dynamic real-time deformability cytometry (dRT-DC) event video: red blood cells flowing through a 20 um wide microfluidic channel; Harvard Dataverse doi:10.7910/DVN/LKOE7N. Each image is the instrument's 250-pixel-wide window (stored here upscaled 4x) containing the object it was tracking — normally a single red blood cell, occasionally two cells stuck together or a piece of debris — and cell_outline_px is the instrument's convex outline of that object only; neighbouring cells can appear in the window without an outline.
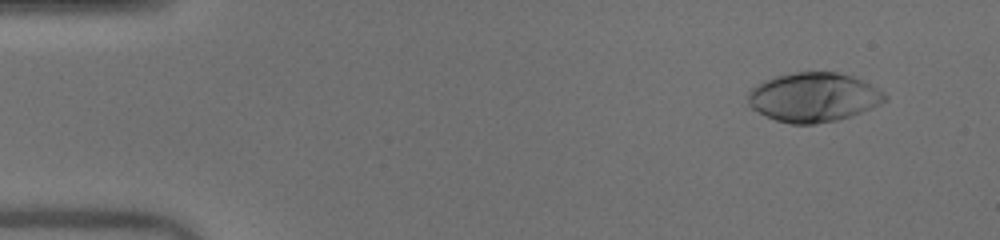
{"species": "human", "species_latin": "Homo sapiens", "temperature_condition": "warm", "stored_images_in_passage": 50, "camera_frame_rate_fps": 3000, "um_per_image_px": 0.085, "donor": {"sex": "male"}, "frame": {"image": 1, "passage_image": 4, "time_ms": 1.0, "image_size_px": [1000, 240], "cell_outline_px": [[888, 100], [872, 108], [836, 120], [816, 124], [792, 124], [776, 120], [752, 108], [748, 104], [748, 92], [752, 88], [764, 80], [776, 76], [792, 72], [836, 72], [852, 76], [876, 88], [888, 96]], "centroid_in_image_um": [69.14, 8.26], "position_along_channel_um": 15.9, "area_um2": 38.9}}
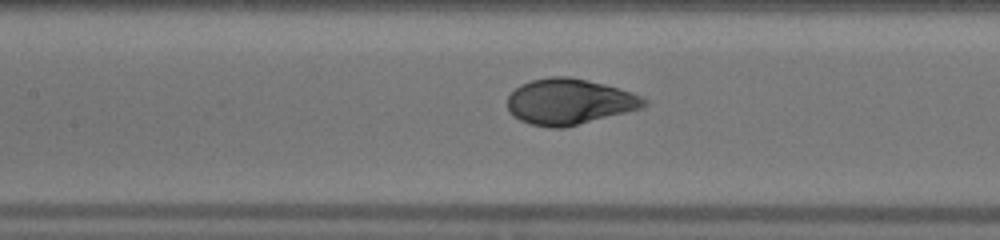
{"frame": {"image": 2, "passage_image": 23, "time_ms": 7.333, "image_size_px": [1000, 240], "cell_outline_px": [[648, 104], [640, 108], [564, 128], [548, 128], [532, 124], [520, 120], [508, 108], [508, 96], [520, 84], [532, 80], [552, 76], [568, 76], [604, 84], [632, 92], [648, 100]], "centroid_in_image_um": [48.39, 8.64], "position_along_channel_um": 159.0, "area_um2": 36.07}}
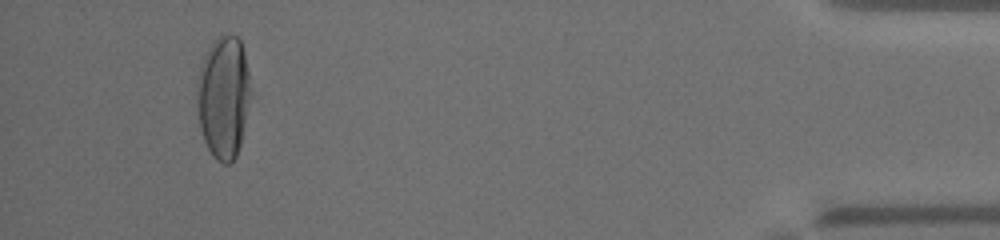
{"frame": {"image": 3, "passage_image": 47, "time_ms": 15.333, "image_size_px": [1000, 240], "cell_outline_px": [[248, 96], [240, 144], [236, 156], [228, 164], [224, 164], [216, 160], [212, 156], [204, 140], [200, 128], [196, 92], [196, 80], [204, 56], [208, 48], [220, 36], [236, 36], [240, 40], [244, 52], [248, 72]], "centroid_in_image_um": [18.94, 8.27], "position_along_channel_um": 416.3, "area_um2": 37.34}, "authors_computed_cell_mechanics": {"area_um2": 37.3388, "velocity_mm_per_s": 4.0656, "shape_relaxation_time_tau1_ms": 4.0973, "shape_relaxation_time_tau2_ms": null, "deformation_change_tau1": 0.237, "deformation_change_tau2": null}}